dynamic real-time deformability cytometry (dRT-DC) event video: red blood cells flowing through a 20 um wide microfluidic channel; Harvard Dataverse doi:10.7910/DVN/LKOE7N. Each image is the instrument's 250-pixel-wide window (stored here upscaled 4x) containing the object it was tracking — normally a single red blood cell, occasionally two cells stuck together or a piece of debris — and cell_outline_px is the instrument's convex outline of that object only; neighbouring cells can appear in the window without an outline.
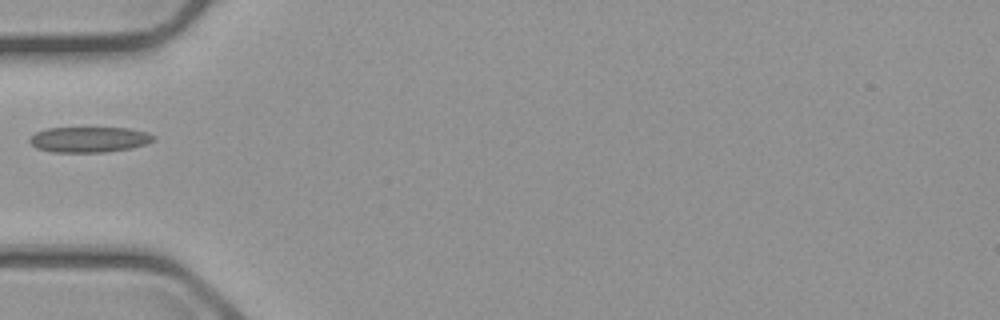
{"species": "common noctule bat (a hibernating species)", "species_latin": "Nyctalus noctula", "temperature_condition": "cold", "stored_images_in_passage": 2, "camera_frame_rate_fps": 3000, "um_per_image_px": 0.085, "animal": {"sex": "male", "body_mass_g": 23.1, "forearm_length_mm": 52.7}, "frame": {"image": 1, "passage_image": 1, "time_ms": 0.0, "image_size_px": [1000, 320], "cell_outline_px": [[156, 136], [152, 140], [144, 144], [132, 148], [104, 152], [52, 152], [36, 148], [28, 140], [36, 132], [48, 128], [128, 128], [148, 132]], "centroid_in_image_um": [7.58, 11.86], "position_along_channel_um": 77.4, "area_um2": 18.32}}
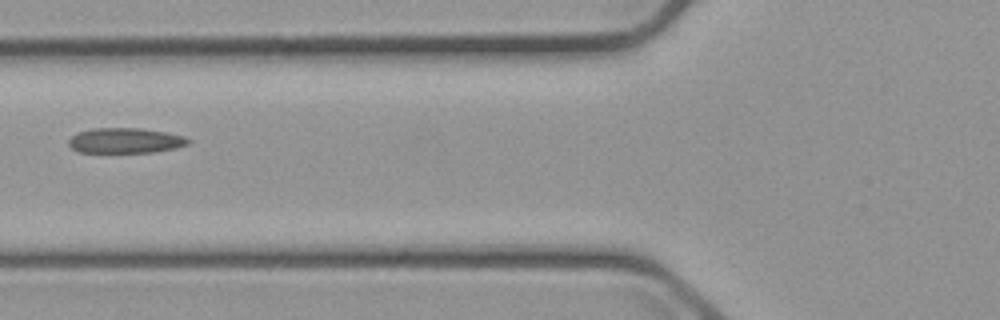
{"frame": {"image": 2, "passage_image": 2, "time_ms": 1.0, "image_size_px": [1000, 320], "cell_outline_px": [[192, 140], [188, 144], [176, 148], [156, 152], [80, 152], [72, 148], [68, 144], [68, 140], [72, 136], [80, 132], [92, 128], [140, 128], [164, 132], [184, 136]], "centroid_in_image_um": [10.68, 11.95], "position_along_channel_um": 115.1, "area_um2": 17.51}}